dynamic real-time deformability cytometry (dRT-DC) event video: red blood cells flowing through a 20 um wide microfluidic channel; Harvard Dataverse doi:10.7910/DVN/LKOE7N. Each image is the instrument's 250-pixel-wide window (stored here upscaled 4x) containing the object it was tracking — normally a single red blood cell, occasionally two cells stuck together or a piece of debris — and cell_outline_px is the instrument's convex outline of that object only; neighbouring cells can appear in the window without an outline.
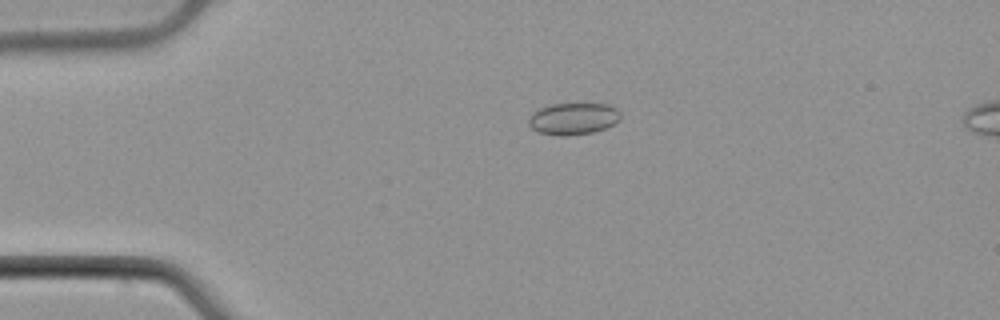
{"species": "common noctule bat (a hibernating species)", "species_latin": "Nyctalus noctula", "temperature_condition": "cold", "stored_images_in_passage": 52, "camera_frame_rate_fps": 3000, "um_per_image_px": 0.085, "animal": {"sex": "male", "body_mass_g": 21.5, "forearm_length_mm": 52.0}, "frame": {"image": 1, "passage_image": 12, "time_ms": 3.667, "image_size_px": [1000, 320], "cell_outline_px": [[620, 120], [604, 128], [592, 132], [568, 136], [560, 136], [540, 132], [532, 128], [528, 124], [528, 116], [532, 112], [540, 108], [552, 104], [608, 104], [616, 108], [620, 112]], "centroid_in_image_um": [48.7, 10.08], "position_along_channel_um": 36.3, "area_um2": 16.99}}
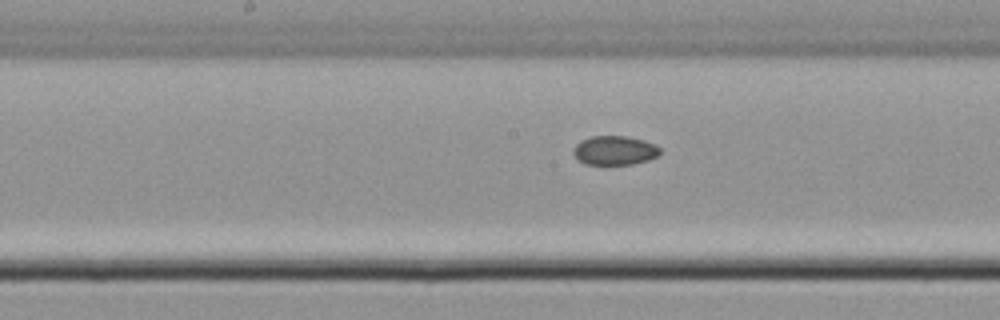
{"frame": {"image": 2, "passage_image": 27, "time_ms": 8.667, "image_size_px": [1000, 320], "cell_outline_px": [[660, 156], [648, 160], [632, 164], [584, 164], [572, 152], [572, 148], [580, 140], [592, 136], [628, 136], [644, 140], [656, 144], [660, 148]], "centroid_in_image_um": [52.27, 12.77], "position_along_channel_um": 195.9, "area_um2": 14.85}}
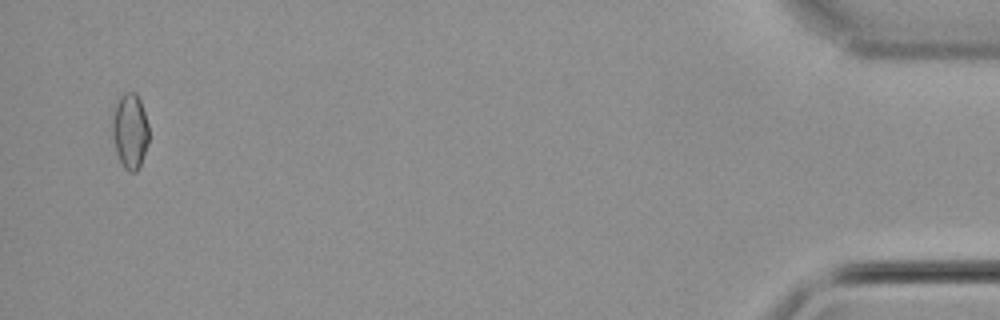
{"frame": {"image": 3, "passage_image": 51, "time_ms": 16.667, "image_size_px": [1000, 320], "cell_outline_px": [[148, 144], [140, 164], [136, 172], [132, 172], [124, 168], [116, 152], [112, 136], [112, 116], [116, 104], [120, 96], [124, 92], [136, 92], [140, 100], [148, 124]], "centroid_in_image_um": [11.04, 11.11], "position_along_channel_um": 424.2, "area_um2": 15.95}}